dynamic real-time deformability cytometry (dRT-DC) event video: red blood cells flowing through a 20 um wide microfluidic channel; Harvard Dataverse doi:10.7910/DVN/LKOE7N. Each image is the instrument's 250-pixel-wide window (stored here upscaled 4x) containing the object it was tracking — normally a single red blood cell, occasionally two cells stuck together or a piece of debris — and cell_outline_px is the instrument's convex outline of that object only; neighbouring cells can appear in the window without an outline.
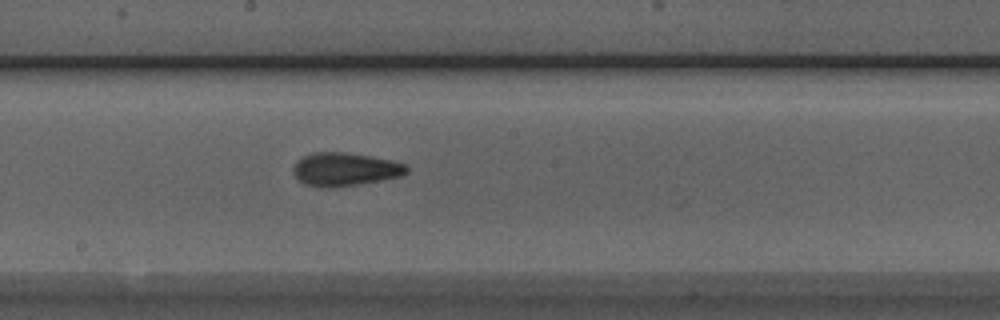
{"species": "Egyptian fruit bat (a non-hibernating species)", "species_latin": "Rousettus aegyptiacus", "temperature_condition": "room temperature", "stored_images_in_passage": 7, "camera_frame_rate_fps": 3000, "um_per_image_px": 0.085, "animal": {"sex": "male"}, "frame": {"image": 1, "passage_image": 7, "time_ms": 2.0, "image_size_px": [1000, 320], "cell_outline_px": [[408, 172], [400, 176], [380, 180], [356, 184], [328, 188], [304, 184], [296, 176], [292, 168], [296, 160], [312, 152], [344, 152], [392, 160], [408, 164]], "centroid_in_image_um": [29.32, 14.38], "position_along_channel_um": 218.9, "area_um2": 21.85}}